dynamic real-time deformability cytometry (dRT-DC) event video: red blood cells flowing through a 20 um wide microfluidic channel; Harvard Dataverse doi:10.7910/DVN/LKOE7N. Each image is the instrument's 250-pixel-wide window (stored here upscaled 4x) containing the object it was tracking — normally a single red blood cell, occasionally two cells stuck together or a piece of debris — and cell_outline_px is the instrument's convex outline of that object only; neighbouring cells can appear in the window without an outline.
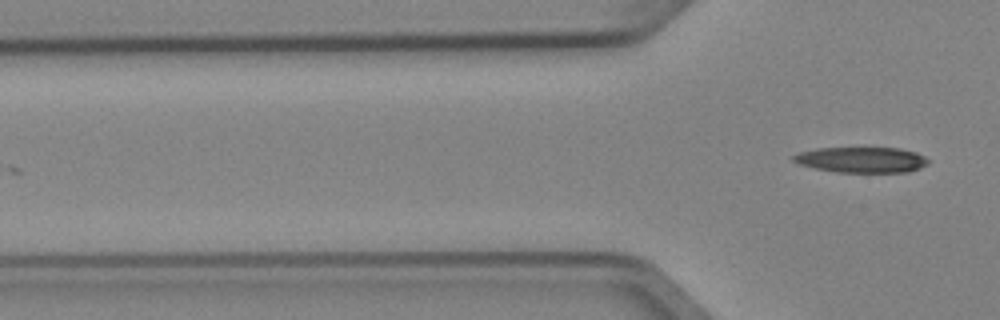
{"species": "Egyptian fruit bat (a non-hibernating species)", "species_latin": "Rousettus aegyptiacus", "temperature_condition": "cold", "stored_images_in_passage": 5, "camera_frame_rate_fps": 3000, "um_per_image_px": 0.085, "animal": {"sex": "female"}, "frame": {"image": 1, "passage_image": 5, "time_ms": 1.333, "image_size_px": [1000, 320], "cell_outline_px": [[928, 164], [920, 168], [908, 172], [836, 172], [816, 168], [800, 164], [792, 160], [792, 156], [800, 152], [816, 148], [900, 148], [916, 152], [924, 156], [928, 160]], "centroid_in_image_um": [73.25, 13.58], "position_along_channel_um": 52.5, "area_um2": 20.06}}